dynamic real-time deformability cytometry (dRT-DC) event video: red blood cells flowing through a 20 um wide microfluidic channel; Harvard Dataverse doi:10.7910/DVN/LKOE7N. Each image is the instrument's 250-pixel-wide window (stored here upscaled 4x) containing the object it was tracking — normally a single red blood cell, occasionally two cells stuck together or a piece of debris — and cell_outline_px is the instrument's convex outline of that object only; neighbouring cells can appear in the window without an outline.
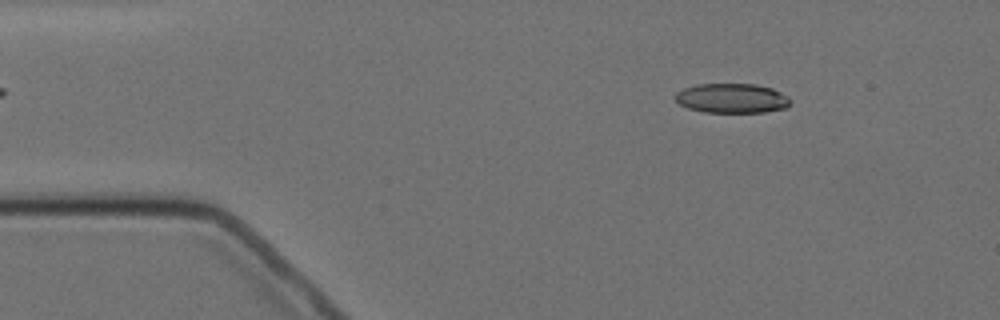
{"species": "Egyptian fruit bat (a non-hibernating species)", "species_latin": "Rousettus aegyptiacus", "temperature_condition": "cold", "stored_images_in_passage": 4, "camera_frame_rate_fps": 3000, "um_per_image_px": 0.085, "animal": {"sex": "female"}, "frame": {"image": 1, "passage_image": 1, "time_ms": 0.0, "image_size_px": [1000, 320], "cell_outline_px": [[792, 100], [784, 108], [764, 112], [704, 112], [688, 108], [680, 104], [672, 96], [676, 92], [684, 88], [696, 84], [756, 84], [772, 88], [788, 96]], "centroid_in_image_um": [62.18, 8.34], "position_along_channel_um": 22.8, "area_um2": 19.88}}
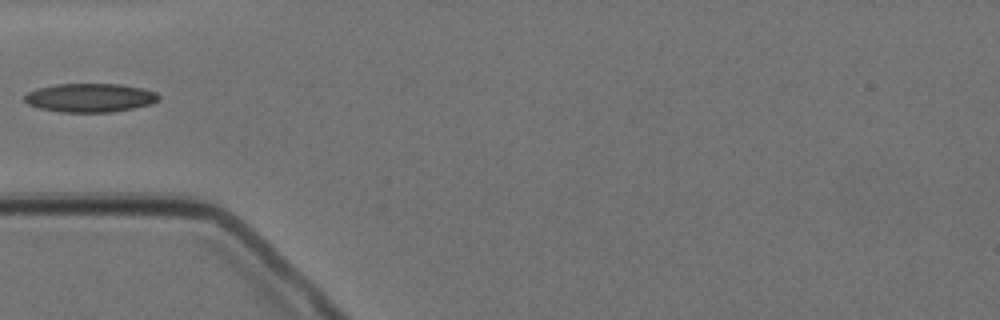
{"frame": {"image": 2, "passage_image": 4, "time_ms": 3.333, "image_size_px": [1000, 320], "cell_outline_px": [[160, 100], [152, 104], [112, 112], [60, 112], [40, 108], [28, 104], [24, 100], [24, 96], [28, 92], [36, 88], [56, 84], [120, 84], [140, 88], [156, 92], [160, 96]], "centroid_in_image_um": [7.65, 8.31], "position_along_channel_um": 77.3, "area_um2": 22.48}}